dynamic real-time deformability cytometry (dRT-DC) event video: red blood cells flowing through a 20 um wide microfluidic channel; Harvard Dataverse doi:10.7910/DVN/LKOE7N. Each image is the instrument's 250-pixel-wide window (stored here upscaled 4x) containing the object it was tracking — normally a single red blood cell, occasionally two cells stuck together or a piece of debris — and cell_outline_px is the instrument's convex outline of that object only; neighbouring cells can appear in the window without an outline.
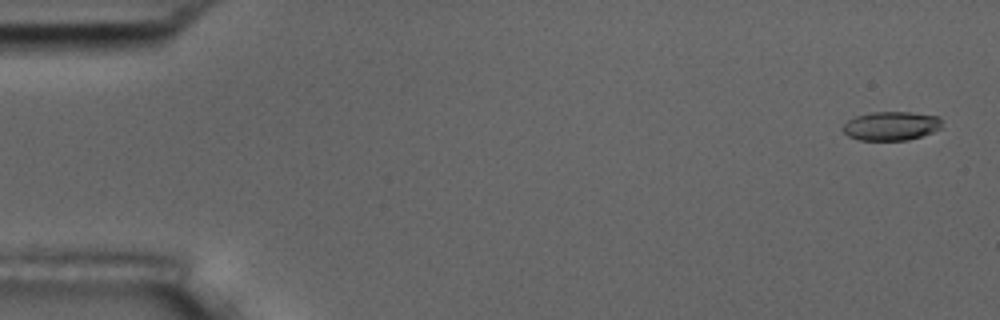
{"species": "common noctule bat (a hibernating species)", "species_latin": "Nyctalus noctula", "temperature_condition": "room temperature", "stored_images_in_passage": 15, "camera_frame_rate_fps": 3000, "um_per_image_px": 0.085, "animal": {"sex": "male", "body_mass_g": 17.5, "forearm_length_mm": 52.3}, "frame": {"image": 1, "passage_image": 2, "time_ms": 0.333, "image_size_px": [1000, 320], "cell_outline_px": [[940, 128], [932, 132], [908, 140], [860, 140], [848, 136], [840, 128], [848, 120], [856, 116], [872, 112], [912, 112], [940, 116]], "centroid_in_image_um": [75.72, 10.7], "position_along_channel_um": 9.3, "area_um2": 16.65}}
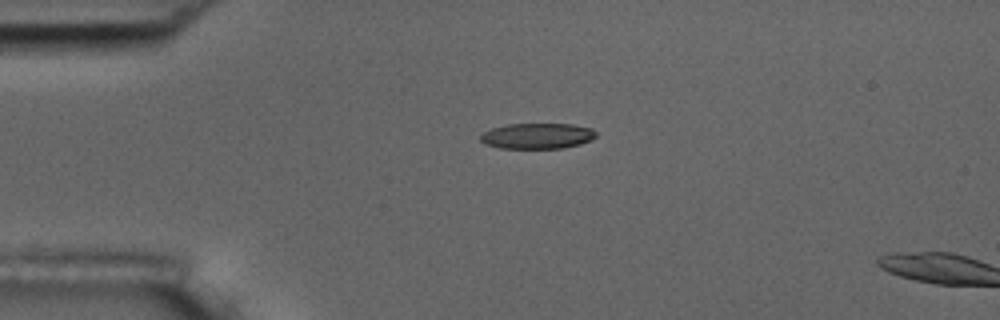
{"frame": {"image": 2, "passage_image": 13, "time_ms": 4.0, "image_size_px": [1000, 320], "cell_outline_px": [[596, 136], [592, 140], [580, 144], [560, 148], [500, 148], [484, 144], [480, 140], [480, 136], [484, 132], [492, 128], [508, 124], [572, 124], [592, 128], [596, 132]], "centroid_in_image_um": [45.68, 11.55], "position_along_channel_um": 39.3, "area_um2": 17.28}}